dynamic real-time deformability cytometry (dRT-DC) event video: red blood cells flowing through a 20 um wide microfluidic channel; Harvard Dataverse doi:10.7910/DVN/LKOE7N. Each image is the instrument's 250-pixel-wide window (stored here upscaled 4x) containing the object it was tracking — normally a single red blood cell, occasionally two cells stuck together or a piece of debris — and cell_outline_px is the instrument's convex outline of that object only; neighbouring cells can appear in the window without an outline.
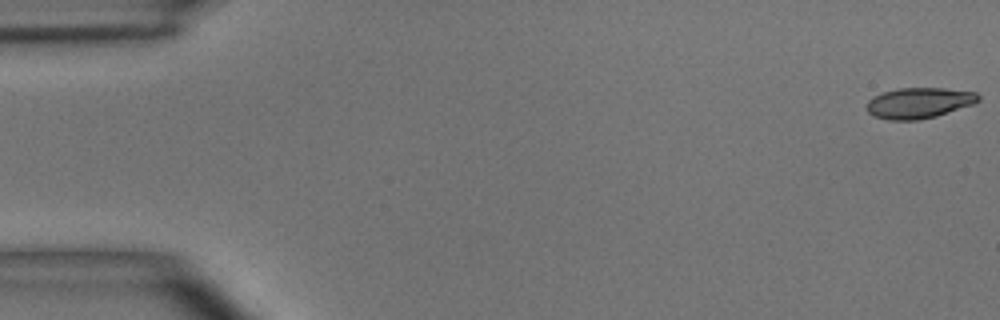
{"species": "common noctule bat (a hibernating species)", "species_latin": "Nyctalus noctula", "temperature_condition": "room temperature", "stored_images_in_passage": 5, "camera_frame_rate_fps": 3000, "um_per_image_px": 0.085, "animal": {"sex": "male", "body_mass_g": 15.6}, "frame": {"image": 1, "passage_image": 1, "time_ms": 0.0, "image_size_px": [1000, 320], "cell_outline_px": [[980, 100], [972, 104], [936, 116], [920, 120], [888, 120], [872, 116], [868, 112], [868, 100], [872, 96], [884, 92], [900, 88], [944, 88], [976, 92], [980, 96]], "centroid_in_image_um": [78.1, 8.75], "position_along_channel_um": 6.9, "area_um2": 19.94}}